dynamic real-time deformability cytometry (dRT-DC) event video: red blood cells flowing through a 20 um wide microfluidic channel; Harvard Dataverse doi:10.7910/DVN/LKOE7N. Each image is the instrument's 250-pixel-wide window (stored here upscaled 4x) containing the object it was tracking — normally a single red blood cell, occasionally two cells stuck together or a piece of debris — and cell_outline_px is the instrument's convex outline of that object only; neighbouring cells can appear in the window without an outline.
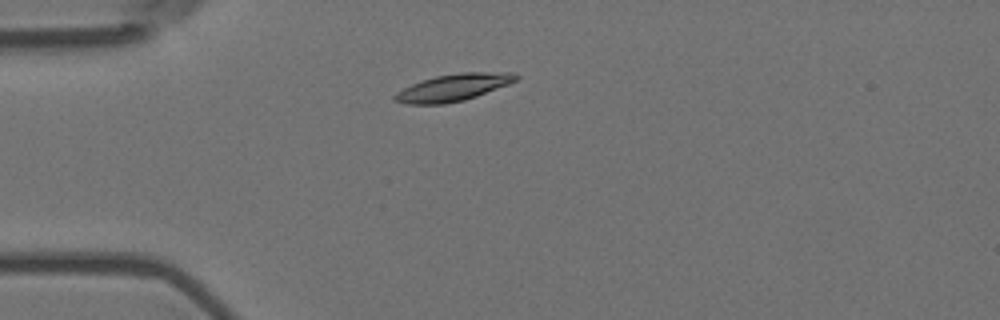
{"species": "Egyptian fruit bat (a non-hibernating species)", "species_latin": "Rousettus aegyptiacus", "temperature_condition": "room temperature", "stored_images_in_passage": 9, "camera_frame_rate_fps": 3000, "um_per_image_px": 0.085, "animal": {"sex": "female"}, "frame": {"image": 1, "passage_image": 2, "time_ms": 0.333, "image_size_px": [1000, 320], "cell_outline_px": [[520, 76], [516, 80], [508, 84], [476, 96], [464, 100], [444, 104], [408, 104], [392, 100], [392, 96], [396, 92], [412, 84], [436, 76], [460, 72], [512, 72]], "centroid_in_image_um": [38.51, 7.44], "position_along_channel_um": 46.5, "area_um2": 18.96}}
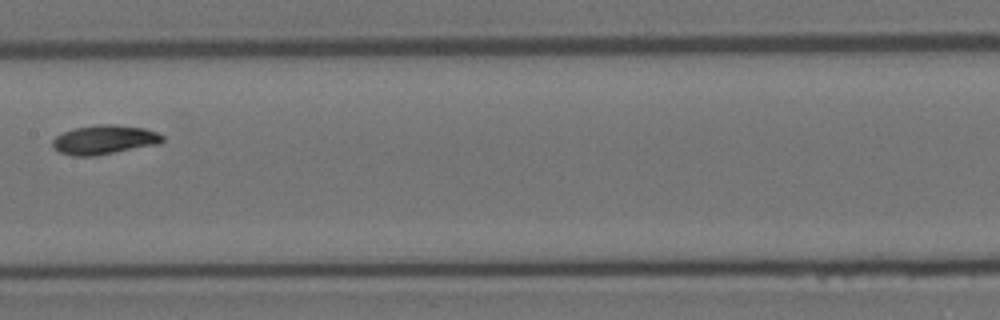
{"frame": {"image": 2, "passage_image": 6, "time_ms": 1.667, "image_size_px": [1000, 320], "cell_outline_px": [[164, 140], [160, 144], [96, 156], [72, 156], [60, 152], [52, 148], [52, 140], [56, 136], [64, 132], [76, 128], [100, 124], [112, 124], [144, 128], [156, 132], [164, 136]], "centroid_in_image_um": [8.88, 11.89], "position_along_channel_um": 198.5, "area_um2": 18.79}}
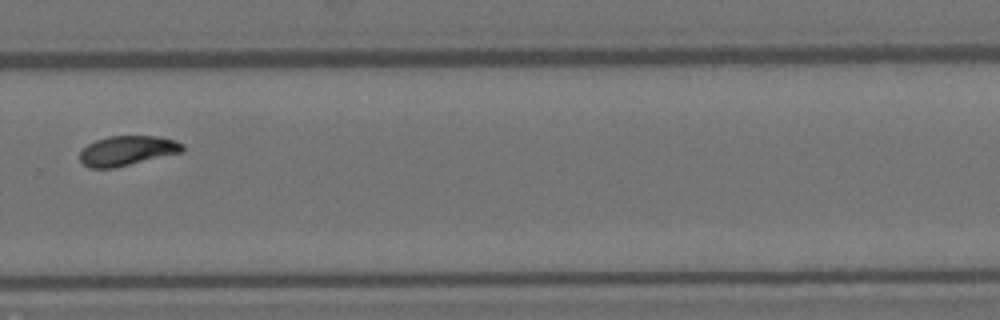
{"frame": {"image": 3, "passage_image": 9, "time_ms": 2.667, "image_size_px": [1000, 320], "cell_outline_px": [[184, 152], [112, 168], [88, 168], [80, 160], [80, 152], [88, 144], [96, 140], [108, 136], [160, 136], [176, 140], [184, 144]], "centroid_in_image_um": [10.85, 12.8], "position_along_channel_um": 318.9, "area_um2": 17.86}}